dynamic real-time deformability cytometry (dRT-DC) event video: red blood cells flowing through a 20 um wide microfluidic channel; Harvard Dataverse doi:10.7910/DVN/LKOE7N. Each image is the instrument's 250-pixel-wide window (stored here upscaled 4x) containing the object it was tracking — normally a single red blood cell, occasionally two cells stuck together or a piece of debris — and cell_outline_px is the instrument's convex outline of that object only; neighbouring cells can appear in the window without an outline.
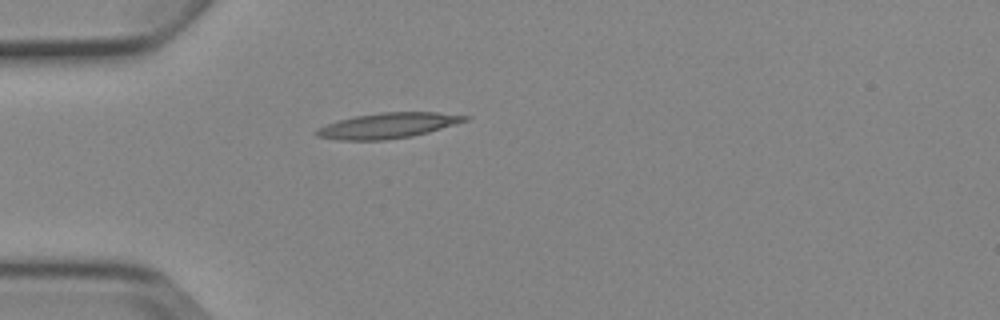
{"species": "Egyptian fruit bat (a non-hibernating species)", "species_latin": "Rousettus aegyptiacus", "temperature_condition": "cold", "stored_images_in_passage": 5, "camera_frame_rate_fps": 3000, "um_per_image_px": 0.085, "animal": {"sex": "female"}, "frame": {"image": 1, "passage_image": 5, "time_ms": 5.667, "image_size_px": [1000, 320], "cell_outline_px": [[472, 116], [468, 120], [428, 132], [412, 136], [384, 140], [340, 140], [316, 136], [312, 132], [316, 128], [340, 120], [356, 116], [380, 112], [436, 112]], "centroid_in_image_um": [32.96, 10.67], "position_along_channel_um": 52.0, "area_um2": 21.91}}